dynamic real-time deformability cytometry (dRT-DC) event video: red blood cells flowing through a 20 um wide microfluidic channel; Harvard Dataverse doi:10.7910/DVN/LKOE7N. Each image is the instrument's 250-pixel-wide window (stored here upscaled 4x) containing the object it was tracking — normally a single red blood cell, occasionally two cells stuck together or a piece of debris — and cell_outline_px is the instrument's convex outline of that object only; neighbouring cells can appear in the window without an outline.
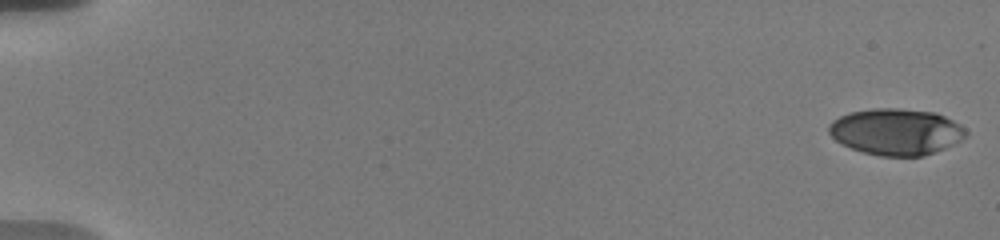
{"species": "human", "species_latin": "Homo sapiens", "temperature_condition": "warm", "stored_images_in_passage": 56, "camera_frame_rate_fps": 3000, "um_per_image_px": 0.085, "donor": {"sex": "male"}, "frame": {"image": 1, "passage_image": 1, "time_ms": 0.0, "image_size_px": [1000, 240], "cell_outline_px": [[968, 136], [944, 148], [924, 156], [880, 156], [864, 152], [840, 144], [828, 132], [828, 124], [832, 120], [848, 112], [872, 108], [900, 108], [936, 112], [960, 124], [968, 132]], "centroid_in_image_um": [76.15, 11.19], "position_along_channel_um": 8.8, "area_um2": 37.28}}
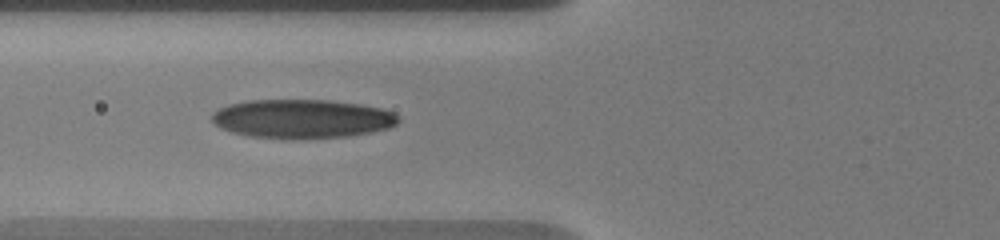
{"frame": {"image": 2, "passage_image": 23, "time_ms": 7.333, "image_size_px": [1000, 240], "cell_outline_px": [[400, 120], [396, 124], [388, 128], [372, 132], [348, 136], [284, 140], [248, 136], [232, 132], [220, 128], [212, 120], [212, 112], [216, 108], [228, 104], [248, 100], [328, 100], [360, 104], [384, 108], [400, 116]], "centroid_in_image_um": [25.66, 10.1], "position_along_channel_um": 100.1, "area_um2": 42.89}}
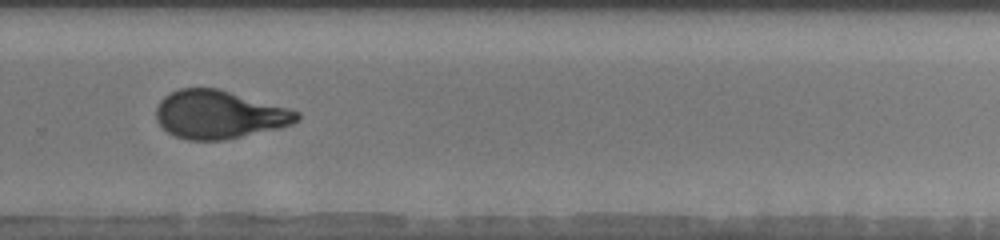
{"frame": {"image": 3, "passage_image": 40, "time_ms": 13.0, "image_size_px": [1000, 240], "cell_outline_px": [[300, 120], [292, 124], [280, 128], [224, 140], [188, 140], [176, 136], [168, 132], [156, 120], [156, 108], [160, 100], [164, 96], [180, 88], [220, 88], [288, 108], [300, 112]], "centroid_in_image_um": [18.64, 9.73], "position_along_channel_um": 311.2, "area_um2": 39.65}, "authors_computed_cell_mechanics": {"area_um2": 38.8416, "velocity_mm_per_s": 3.7294, "shape_relaxation_time_tau1_ms": 4.7265, "shape_relaxation_time_tau2_ms": 1.279, "deformation_change_tau1": 0.2098, "deformation_change_tau2": 0.0863}}